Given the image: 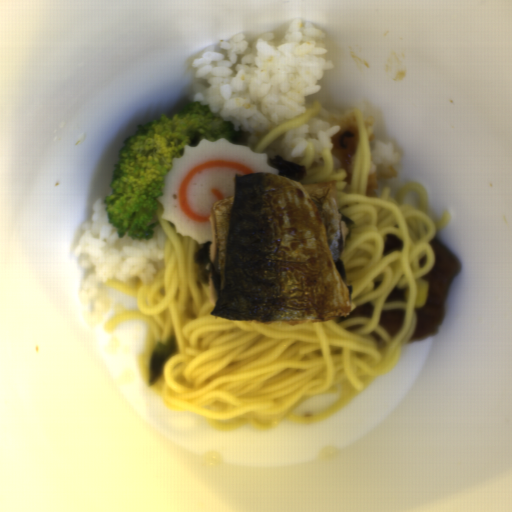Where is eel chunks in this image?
<instances>
[{
  "label": "eel chunks",
  "instance_id": "eel-chunks-5",
  "mask_svg": "<svg viewBox=\"0 0 512 512\" xmlns=\"http://www.w3.org/2000/svg\"><path fill=\"white\" fill-rule=\"evenodd\" d=\"M406 297H407V293L405 291L404 288H397L396 287H393L391 292L389 293V295L387 296L386 298V303L387 302H392V301H404L406 300Z\"/></svg>",
  "mask_w": 512,
  "mask_h": 512
},
{
  "label": "eel chunks",
  "instance_id": "eel-chunks-4",
  "mask_svg": "<svg viewBox=\"0 0 512 512\" xmlns=\"http://www.w3.org/2000/svg\"><path fill=\"white\" fill-rule=\"evenodd\" d=\"M404 240L395 235L394 233L386 234L385 244L382 251V256H387L393 251H400L403 248Z\"/></svg>",
  "mask_w": 512,
  "mask_h": 512
},
{
  "label": "eel chunks",
  "instance_id": "eel-chunks-2",
  "mask_svg": "<svg viewBox=\"0 0 512 512\" xmlns=\"http://www.w3.org/2000/svg\"><path fill=\"white\" fill-rule=\"evenodd\" d=\"M407 317L403 308L383 309L379 313V324L390 336H396Z\"/></svg>",
  "mask_w": 512,
  "mask_h": 512
},
{
  "label": "eel chunks",
  "instance_id": "eel-chunks-3",
  "mask_svg": "<svg viewBox=\"0 0 512 512\" xmlns=\"http://www.w3.org/2000/svg\"><path fill=\"white\" fill-rule=\"evenodd\" d=\"M375 306L372 301H368L359 306H355L352 312L343 318L334 319L336 323H343L355 318H371L374 314Z\"/></svg>",
  "mask_w": 512,
  "mask_h": 512
},
{
  "label": "eel chunks",
  "instance_id": "eel-chunks-1",
  "mask_svg": "<svg viewBox=\"0 0 512 512\" xmlns=\"http://www.w3.org/2000/svg\"><path fill=\"white\" fill-rule=\"evenodd\" d=\"M429 245L433 262L430 271L421 277L428 281L427 299L423 306H415L416 327L407 342H421L439 333L445 319L447 294L462 267L455 254L435 235Z\"/></svg>",
  "mask_w": 512,
  "mask_h": 512
}]
</instances>
